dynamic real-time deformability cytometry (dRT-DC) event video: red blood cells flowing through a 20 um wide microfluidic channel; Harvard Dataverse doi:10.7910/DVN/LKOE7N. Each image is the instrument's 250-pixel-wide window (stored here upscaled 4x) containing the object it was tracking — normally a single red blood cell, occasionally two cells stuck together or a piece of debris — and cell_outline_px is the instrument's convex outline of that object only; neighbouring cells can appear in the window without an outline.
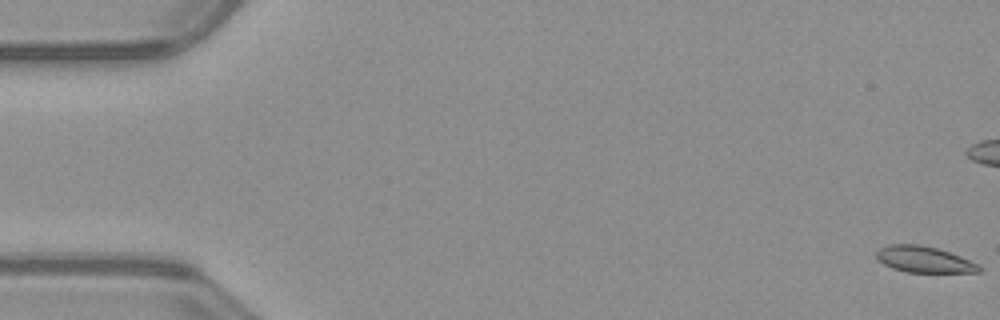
{"species": "common noctule bat (a hibernating species)", "species_latin": "Nyctalus noctula", "temperature_condition": "warm", "stored_images_in_passage": 54, "camera_frame_rate_fps": 3000, "um_per_image_px": 0.085, "animal": {"sex": "male", "body_mass_g": 23.1, "forearm_length_mm": 52.7}, "frame": {"image": 1, "passage_image": 1, "time_ms": 0.0, "image_size_px": [1000, 320], "cell_outline_px": [[984, 268], [980, 272], [908, 272], [892, 268], [884, 264], [876, 256], [876, 252], [880, 248], [888, 244], [920, 244], [936, 248], [960, 256], [980, 264]], "centroid_in_image_um": [78.58, 22.05], "position_along_channel_um": 6.4, "area_um2": 15.66}}
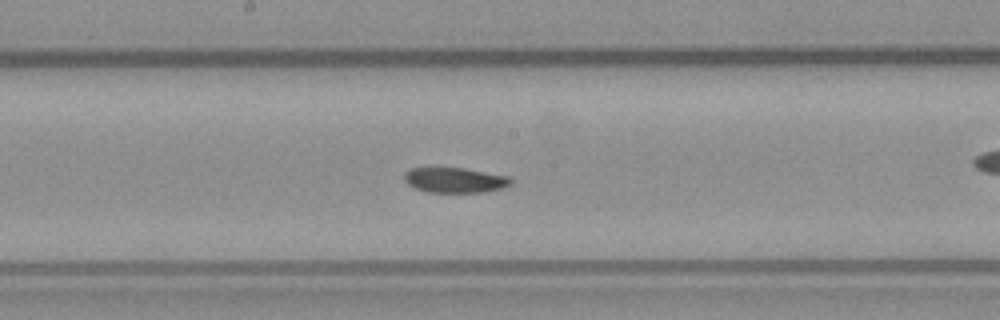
{"frame": {"image": 2, "passage_image": 28, "time_ms": 9.0, "image_size_px": [1000, 320], "cell_outline_px": [[512, 184], [500, 188], [484, 192], [428, 192], [416, 188], [408, 184], [404, 180], [404, 172], [412, 168], [432, 164], [464, 168], [512, 176]], "centroid_in_image_um": [38.62, 15.25], "position_along_channel_um": 209.6, "area_um2": 16.42}}
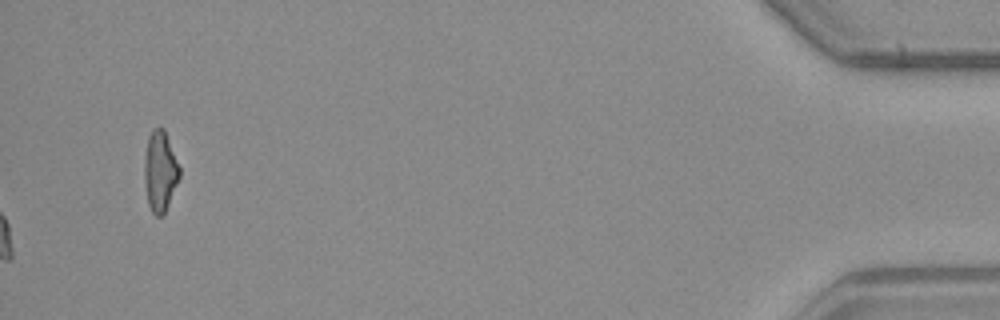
{"frame": {"image": 3, "passage_image": 54, "time_ms": 17.667, "image_size_px": [1000, 320], "cell_outline_px": [[180, 176], [164, 216], [156, 216], [152, 212], [148, 204], [144, 180], [144, 156], [148, 136], [152, 128], [164, 128], [180, 168]], "centroid_in_image_um": [13.6, 14.57], "position_along_channel_um": 421.6, "area_um2": 16.65}, "authors_computed_cell_mechanics": {"area_um2": 16.473, "velocity_mm_per_s": 3.9776, "shape_relaxation_time_tau1_ms": 6.8477, "shape_relaxation_time_tau2_ms": 6.3441, "deformation_change_tau1": 0.1241, "deformation_change_tau2": 0.0948}}